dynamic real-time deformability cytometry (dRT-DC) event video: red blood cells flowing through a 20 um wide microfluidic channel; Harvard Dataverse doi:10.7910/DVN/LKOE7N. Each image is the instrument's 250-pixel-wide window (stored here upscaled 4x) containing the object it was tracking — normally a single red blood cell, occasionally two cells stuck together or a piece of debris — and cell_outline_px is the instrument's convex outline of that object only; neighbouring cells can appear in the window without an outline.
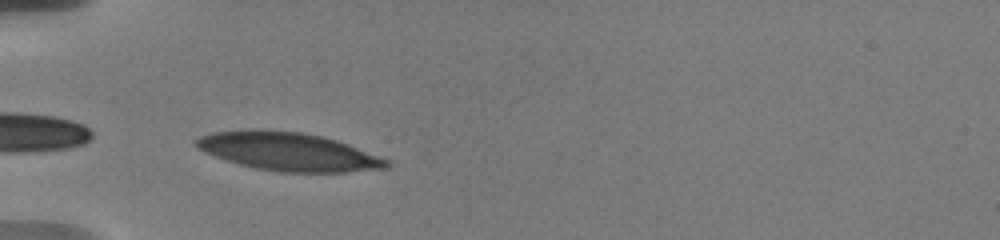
{"species": "human", "species_latin": "Homo sapiens", "temperature_condition": "warm", "stored_images_in_passage": 45, "camera_frame_rate_fps": 3000, "um_per_image_px": 0.085, "donor": {"sex": "male"}, "frame": {"image": 1, "passage_image": 1, "time_ms": 0.0, "image_size_px": [1000, 240], "cell_outline_px": [[392, 164], [388, 168], [348, 172], [280, 172], [256, 168], [240, 164], [216, 156], [200, 148], [196, 144], [196, 140], [200, 136], [212, 132], [248, 128], [260, 128], [304, 132], [336, 140], [348, 144], [388, 160]], "centroid_in_image_um": [24.53, 12.87], "position_along_channel_um": 60.5, "area_um2": 42.43}}
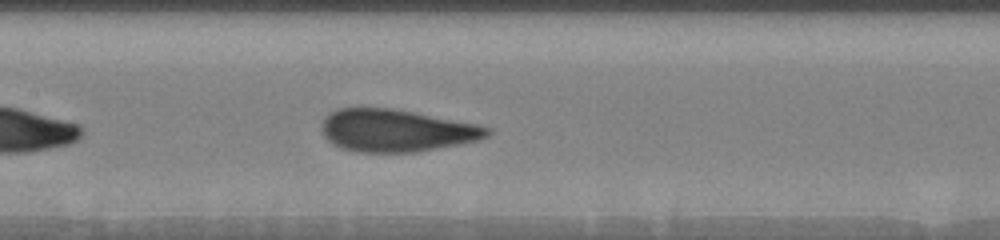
{"frame": {"image": 2, "passage_image": 9, "time_ms": 3.333, "image_size_px": [1000, 240], "cell_outline_px": [[492, 132], [488, 136], [480, 140], [416, 152], [360, 152], [340, 148], [332, 144], [324, 136], [320, 128], [320, 124], [324, 116], [328, 112], [336, 108], [392, 108], [480, 124], [492, 128]], "centroid_in_image_um": [33.67, 11.08], "position_along_channel_um": 173.7, "area_um2": 41.38}}
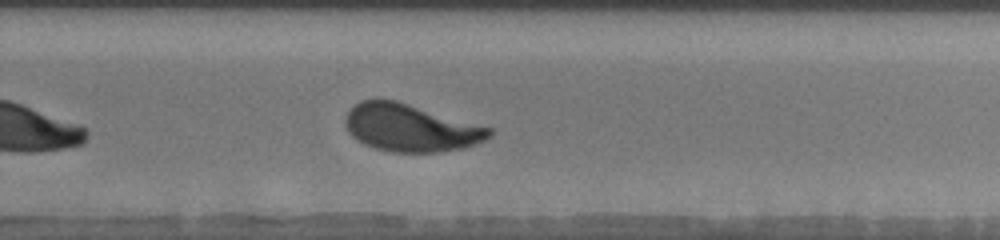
{"frame": {"image": 3, "passage_image": 25, "time_ms": 6.667, "image_size_px": [1000, 240], "cell_outline_px": [[492, 136], [484, 140], [464, 148], [440, 152], [392, 152], [376, 148], [364, 144], [356, 140], [348, 132], [344, 124], [344, 120], [348, 112], [360, 100], [396, 100], [492, 128]], "centroid_in_image_um": [34.89, 10.87], "position_along_channel_um": 294.9, "area_um2": 39.65}, "authors_computed_cell_mechanics": {"area_um2": 40.2288, "velocity_mm_per_s": 3.6476, "shape_relaxation_time_tau1_ms": 4.4411, "shape_relaxation_time_tau2_ms": null, "deformation_change_tau1": 0.1742, "deformation_change_tau2": null}}